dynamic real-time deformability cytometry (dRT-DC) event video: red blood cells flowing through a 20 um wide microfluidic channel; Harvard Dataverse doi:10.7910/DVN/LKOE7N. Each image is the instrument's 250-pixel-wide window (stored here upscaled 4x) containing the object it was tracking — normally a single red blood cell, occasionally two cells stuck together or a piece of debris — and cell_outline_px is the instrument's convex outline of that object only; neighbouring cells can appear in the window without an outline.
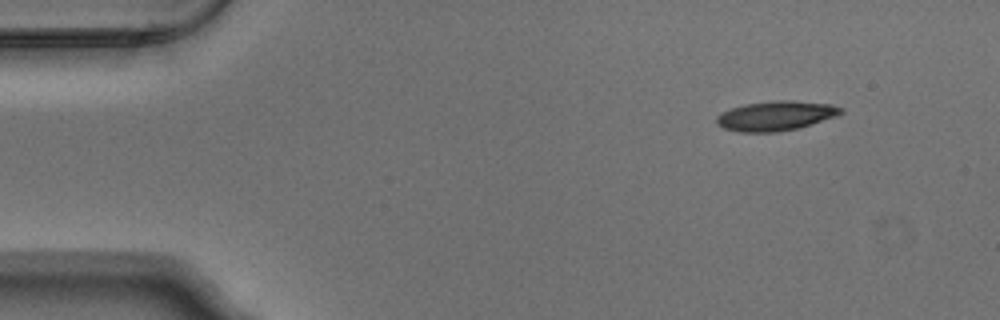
{"species": "Egyptian fruit bat (a non-hibernating species)", "species_latin": "Rousettus aegyptiacus", "temperature_condition": "warm", "stored_images_in_passage": 48, "camera_frame_rate_fps": 3000, "um_per_image_px": 0.085, "animal": {"sex": "male"}, "frame": {"image": 1, "passage_image": 1, "time_ms": 0.0, "image_size_px": [1000, 320], "cell_outline_px": [[844, 112], [836, 116], [796, 128], [776, 132], [740, 132], [724, 128], [716, 124], [716, 116], [732, 108], [744, 104], [776, 100], [792, 100], [832, 104], [844, 108]], "centroid_in_image_um": [65.95, 9.83], "position_along_channel_um": 19.1, "area_um2": 21.33}}
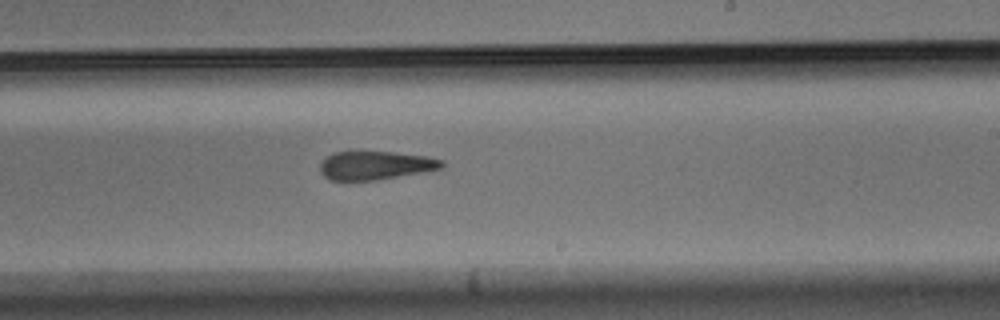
{"frame": {"image": 2, "passage_image": 27, "time_ms": 8.667, "image_size_px": [1000, 320], "cell_outline_px": [[444, 168], [424, 172], [376, 180], [332, 180], [324, 176], [320, 172], [320, 160], [332, 152], [392, 152], [424, 156], [444, 160]], "centroid_in_image_um": [31.9, 14.06], "position_along_channel_um": 257.1, "area_um2": 20.29}}
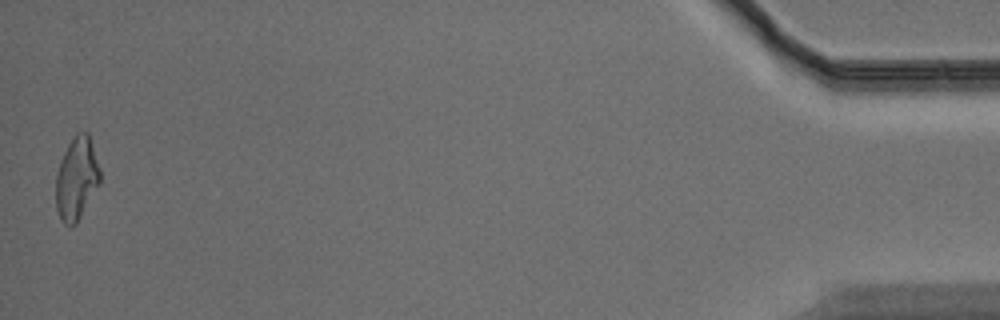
{"frame": {"image": 3, "passage_image": 48, "time_ms": 15.667, "image_size_px": [1000, 320], "cell_outline_px": [[100, 184], [76, 224], [68, 228], [60, 220], [56, 208], [56, 176], [60, 160], [68, 144], [76, 132], [88, 132], [100, 168]], "centroid_in_image_um": [6.51, 15.2], "position_along_channel_um": 428.7, "area_um2": 21.5}, "authors_computed_cell_mechanics": {"area_um2": 21.7906, "velocity_mm_per_s": 3.778, "shape_relaxation_time_tau1_ms": 8.88, "shape_relaxation_time_tau2_ms": 3.0203, "deformation_change_tau1": 0.2512, "deformation_change_tau2": 0.1325}}